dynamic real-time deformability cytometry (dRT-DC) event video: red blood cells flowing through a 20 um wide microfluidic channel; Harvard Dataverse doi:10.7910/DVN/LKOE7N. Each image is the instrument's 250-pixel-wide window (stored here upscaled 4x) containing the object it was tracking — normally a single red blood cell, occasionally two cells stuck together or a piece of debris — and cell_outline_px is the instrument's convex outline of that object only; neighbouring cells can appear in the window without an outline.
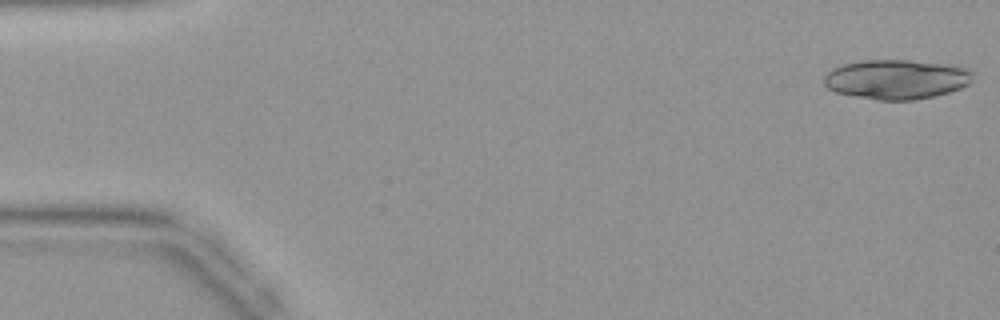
{"species": "common noctule bat (a hibernating species)", "species_latin": "Nyctalus noctula", "temperature_condition": "warm", "stored_images_in_passage": 42, "segment_of_instrument_passage": [1, 2], "camera_frame_rate_fps": 3000, "um_per_image_px": 0.085, "animal": {"sex": "female", "body_mass_g": 19.9}, "frame": {"image": 1, "passage_image": 1, "time_ms": 0.0, "image_size_px": [1000, 320], "cell_outline_px": [[972, 80], [968, 84], [960, 88], [936, 96], [916, 100], [876, 100], [836, 92], [828, 88], [824, 84], [824, 76], [832, 68], [844, 64], [864, 60], [908, 60], [940, 64], [964, 68], [972, 72]], "centroid_in_image_um": [76.16, 6.75], "position_along_channel_um": 8.8, "area_um2": 34.04}}